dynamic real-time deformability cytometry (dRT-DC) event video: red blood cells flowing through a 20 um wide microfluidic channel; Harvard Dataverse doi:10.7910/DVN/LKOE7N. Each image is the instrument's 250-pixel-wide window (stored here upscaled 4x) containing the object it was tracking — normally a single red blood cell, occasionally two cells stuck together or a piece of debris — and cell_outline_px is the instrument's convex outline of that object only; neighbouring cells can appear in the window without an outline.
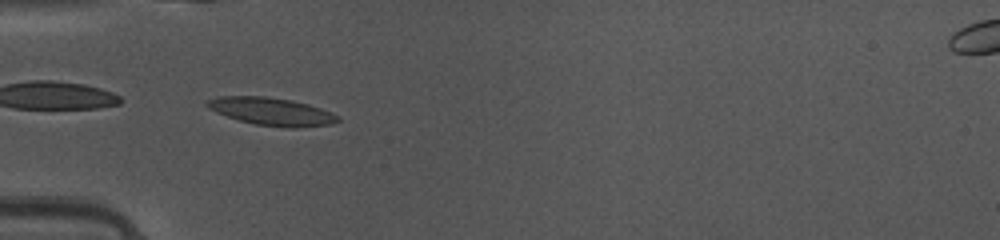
{"species": "common noctule bat (a hibernating species)", "species_latin": "Nyctalus noctula", "temperature_condition": "warm", "stored_images_in_passage": 39, "camera_frame_rate_fps": 3000, "um_per_image_px": 0.085, "animal": {"sex": "female", "body_mass_g": 10.0, "forearm_length_mm": 53.1}, "frame": {"image": 1, "passage_image": 17, "time_ms": 5.333, "image_size_px": [1000, 240], "cell_outline_px": [[340, 120], [332, 124], [296, 128], [288, 128], [256, 124], [240, 120], [216, 112], [208, 108], [204, 104], [208, 100], [220, 96], [264, 96], [292, 100], [308, 104], [332, 112], [340, 116]], "centroid_in_image_um": [23.12, 9.47], "position_along_channel_um": 61.9, "area_um2": 21.1}}